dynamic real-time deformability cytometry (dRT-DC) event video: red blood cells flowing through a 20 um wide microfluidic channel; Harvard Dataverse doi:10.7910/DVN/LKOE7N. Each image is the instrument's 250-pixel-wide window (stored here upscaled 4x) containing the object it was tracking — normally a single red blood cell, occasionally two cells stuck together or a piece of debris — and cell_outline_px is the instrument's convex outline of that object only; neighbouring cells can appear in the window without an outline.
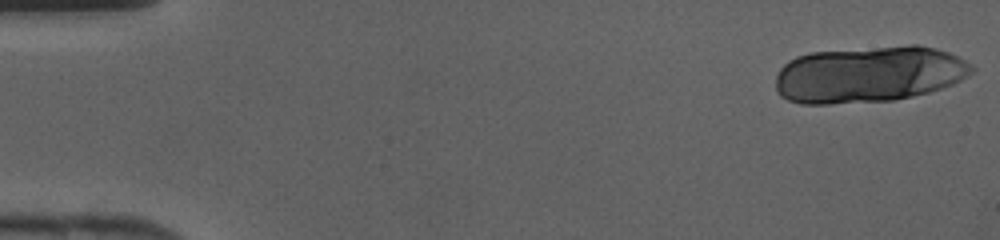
{"species": "human", "species_latin": "Homo sapiens", "temperature_condition": "cold", "stored_images_in_passage": 14, "camera_frame_rate_fps": 3000, "um_per_image_px": 0.085, "donor": {"sex": "female"}, "frame": {"image": 1, "passage_image": 1, "time_ms": 0.0, "image_size_px": [1000, 240], "cell_outline_px": [[976, 68], [968, 76], [952, 84], [928, 92], [896, 100], [828, 104], [800, 104], [788, 100], [780, 96], [776, 92], [776, 76], [780, 68], [788, 60], [796, 56], [812, 52], [908, 44], [916, 44], [936, 48], [948, 52], [964, 60]], "centroid_in_image_um": [73.83, 6.31], "position_along_channel_um": 11.2, "area_um2": 65.03}}